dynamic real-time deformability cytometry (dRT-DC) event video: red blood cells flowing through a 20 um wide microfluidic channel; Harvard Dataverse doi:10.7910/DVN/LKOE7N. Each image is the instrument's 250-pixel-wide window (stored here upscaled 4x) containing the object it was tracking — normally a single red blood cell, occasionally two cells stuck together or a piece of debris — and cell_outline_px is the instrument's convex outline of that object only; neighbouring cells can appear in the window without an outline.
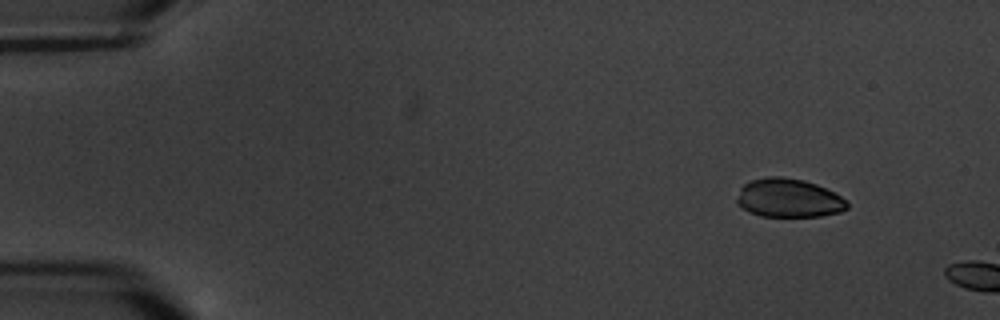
{"species": "common noctule bat (a hibernating species)", "species_latin": "Nyctalus noctula", "temperature_condition": "warm", "stored_images_in_passage": 3, "camera_frame_rate_fps": 3000, "um_per_image_px": 0.085, "animal": {"sex": "male", "body_mass_g": 20.1, "forearm_length_mm": 53.5}, "frame": {"image": 1, "passage_image": 1, "time_ms": 0.0, "image_size_px": [1000, 320], "cell_outline_px": [[848, 208], [840, 212], [820, 216], [760, 216], [748, 212], [736, 204], [736, 200], [740, 188], [744, 184], [752, 180], [768, 176], [780, 176], [804, 180], [816, 184], [848, 200]], "centroid_in_image_um": [67.01, 16.84], "position_along_channel_um": 18.0, "area_um2": 24.91}}